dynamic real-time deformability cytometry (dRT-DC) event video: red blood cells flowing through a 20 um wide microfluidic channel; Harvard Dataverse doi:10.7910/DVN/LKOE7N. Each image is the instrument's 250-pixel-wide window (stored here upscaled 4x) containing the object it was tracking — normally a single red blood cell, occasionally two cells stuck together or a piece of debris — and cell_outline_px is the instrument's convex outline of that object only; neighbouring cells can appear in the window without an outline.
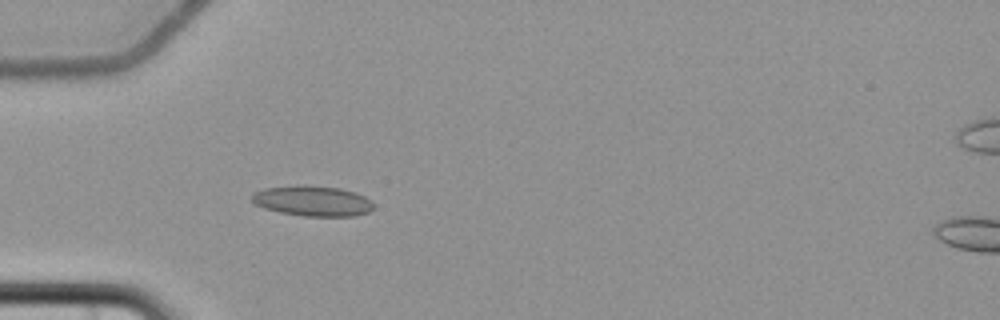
{"species": "common noctule bat (a hibernating species)", "species_latin": "Nyctalus noctula", "temperature_condition": "cold", "stored_images_in_passage": 3, "camera_frame_rate_fps": 3000, "um_per_image_px": 0.085, "animal": {"sex": "female", "body_mass_g": 22.7, "forearm_length_mm": 54.2}, "frame": {"image": 1, "passage_image": 2, "time_ms": 1.0, "image_size_px": [1000, 320], "cell_outline_px": [[372, 208], [368, 212], [352, 216], [304, 216], [280, 212], [264, 208], [256, 204], [252, 200], [252, 192], [264, 188], [296, 184], [304, 184], [340, 188], [356, 192], [372, 200]], "centroid_in_image_um": [26.55, 17.05], "position_along_channel_um": 58.5, "area_um2": 21.73}}